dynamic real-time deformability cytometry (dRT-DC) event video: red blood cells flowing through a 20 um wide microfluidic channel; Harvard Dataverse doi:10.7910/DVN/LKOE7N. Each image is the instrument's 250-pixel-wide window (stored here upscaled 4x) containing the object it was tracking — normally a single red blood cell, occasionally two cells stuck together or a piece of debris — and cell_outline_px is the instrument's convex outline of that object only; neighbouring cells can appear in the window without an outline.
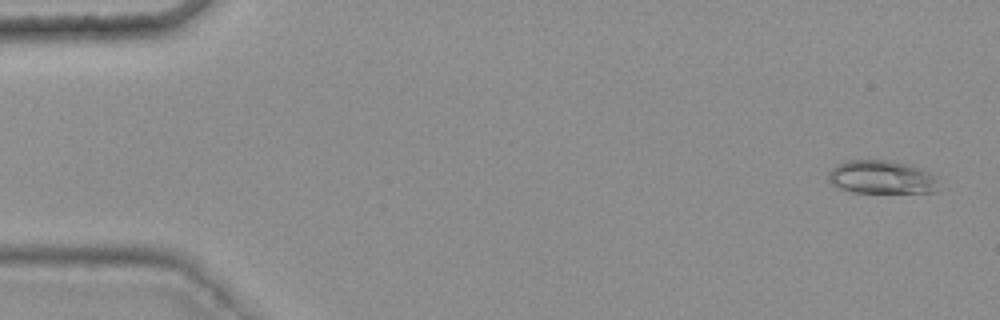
{"species": "common noctule bat (a hibernating species)", "species_latin": "Nyctalus noctula", "temperature_condition": "warm", "stored_images_in_passage": 49, "camera_frame_rate_fps": 3000, "um_per_image_px": 0.085, "animal": {"sex": "female", "body_mass_g": 25.1}, "frame": {"image": 1, "passage_image": 3, "time_ms": 0.667, "image_size_px": [1000, 320], "cell_outline_px": [[936, 180], [932, 192], [852, 192], [840, 188], [832, 184], [828, 180], [828, 172], [836, 164], [844, 160], [888, 160], [908, 164], [924, 168], [936, 176]], "centroid_in_image_um": [74.88, 15.03], "position_along_channel_um": 10.1, "area_um2": 21.39}}
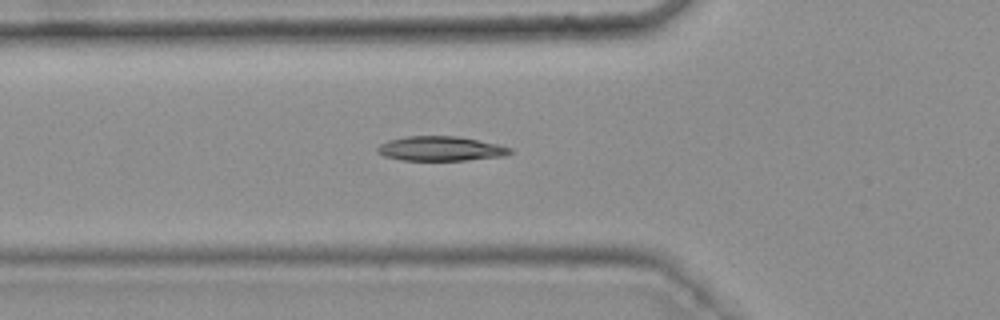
{"frame": {"image": 2, "passage_image": 20, "time_ms": 6.333, "image_size_px": [1000, 320], "cell_outline_px": [[512, 152], [504, 156], [468, 160], [400, 160], [384, 156], [376, 152], [376, 148], [380, 144], [388, 140], [404, 136], [456, 136], [496, 144], [512, 148]], "centroid_in_image_um": [37.4, 12.63], "position_along_channel_um": 88.4, "area_um2": 18.96}}
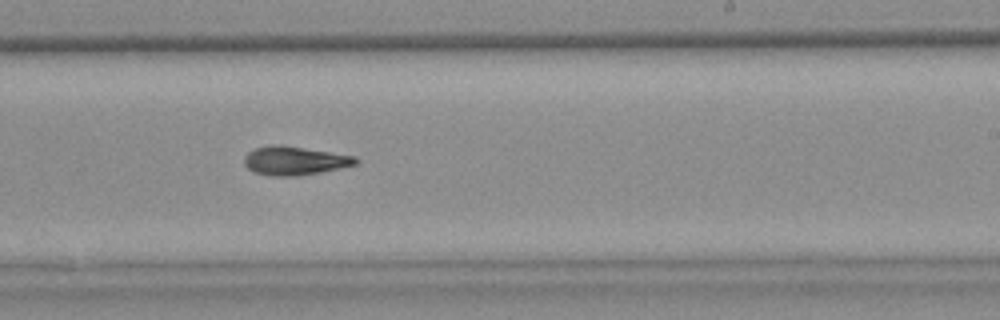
{"frame": {"image": 3, "passage_image": 34, "time_ms": 11.0, "image_size_px": [1000, 320], "cell_outline_px": [[360, 160], [356, 164], [340, 168], [320, 172], [296, 176], [272, 176], [252, 172], [244, 164], [244, 156], [248, 152], [256, 148], [272, 144], [280, 144], [356, 156]], "centroid_in_image_um": [25.03, 13.65], "position_along_channel_um": 264.0, "area_um2": 18.73}}